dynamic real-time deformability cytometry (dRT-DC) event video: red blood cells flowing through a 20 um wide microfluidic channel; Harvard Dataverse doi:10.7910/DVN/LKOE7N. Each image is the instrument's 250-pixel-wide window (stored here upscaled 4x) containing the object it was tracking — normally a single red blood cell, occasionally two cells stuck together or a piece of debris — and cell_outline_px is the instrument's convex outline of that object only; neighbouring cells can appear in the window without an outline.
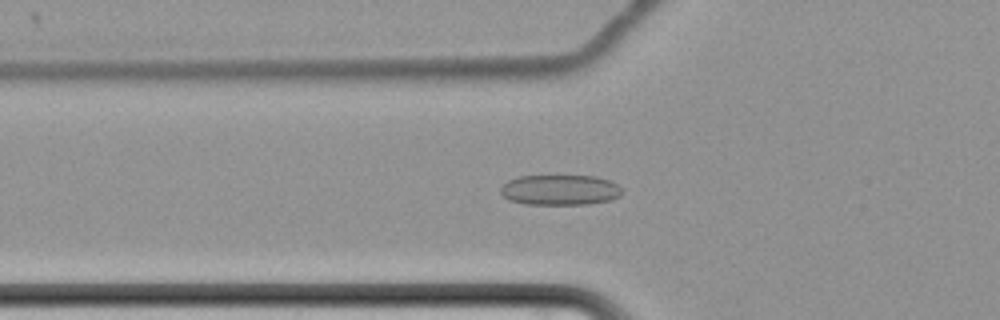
{"species": "common noctule bat (a hibernating species)", "species_latin": "Nyctalus noctula", "temperature_condition": "cold", "stored_images_in_passage": 48, "camera_frame_rate_fps": 3000, "um_per_image_px": 0.085, "animal": {"sex": "female", "body_mass_g": 22.7, "forearm_length_mm": 54.2}, "frame": {"image": 1, "passage_image": 10, "time_ms": 3.0, "image_size_px": [1000, 320], "cell_outline_px": [[620, 196], [608, 200], [588, 204], [524, 204], [508, 200], [500, 192], [500, 188], [508, 180], [520, 176], [596, 176], [608, 180], [616, 184], [620, 188]], "centroid_in_image_um": [47.55, 16.14], "position_along_channel_um": 78.2, "area_um2": 21.33}}
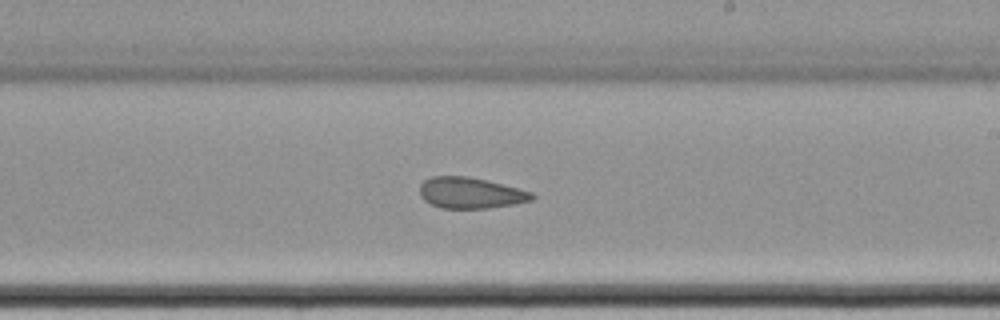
{"frame": {"image": 2, "passage_image": 25, "time_ms": 8.0, "image_size_px": [1000, 320], "cell_outline_px": [[536, 196], [532, 200], [512, 204], [488, 208], [440, 208], [424, 200], [420, 196], [420, 184], [424, 180], [432, 176], [468, 176], [532, 192]], "centroid_in_image_um": [39.95, 16.4], "position_along_channel_um": 249.0, "area_um2": 20.06}}
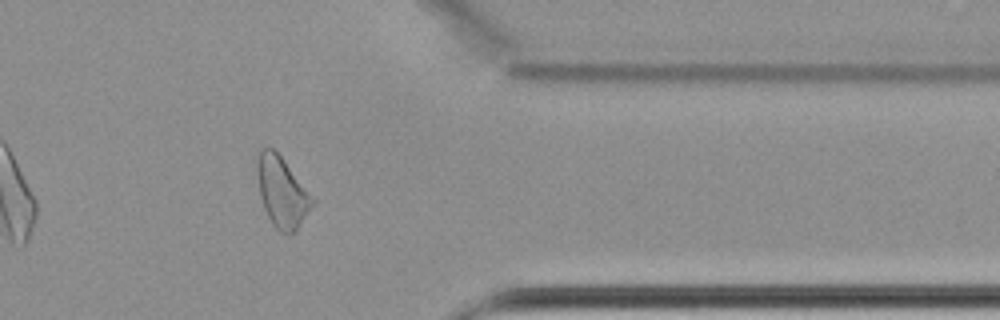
{"frame": {"image": 3, "passage_image": 38, "time_ms": 12.333, "image_size_px": [1000, 320], "cell_outline_px": [[316, 200], [296, 228], [292, 232], [280, 232], [272, 224], [264, 208], [260, 196], [256, 172], [256, 156], [260, 148], [272, 148], [284, 160]], "centroid_in_image_um": [23.92, 16.27], "position_along_channel_um": 387.5, "area_um2": 22.31}, "authors_computed_cell_mechanics": {"area_um2": 21.5016, "velocity_mm_per_s": 3.441, "shape_relaxation_time_tau1_ms": null, "shape_relaxation_time_tau2_ms": 2.4213, "deformation_change_tau1": null, "deformation_change_tau2": 0.1031}}